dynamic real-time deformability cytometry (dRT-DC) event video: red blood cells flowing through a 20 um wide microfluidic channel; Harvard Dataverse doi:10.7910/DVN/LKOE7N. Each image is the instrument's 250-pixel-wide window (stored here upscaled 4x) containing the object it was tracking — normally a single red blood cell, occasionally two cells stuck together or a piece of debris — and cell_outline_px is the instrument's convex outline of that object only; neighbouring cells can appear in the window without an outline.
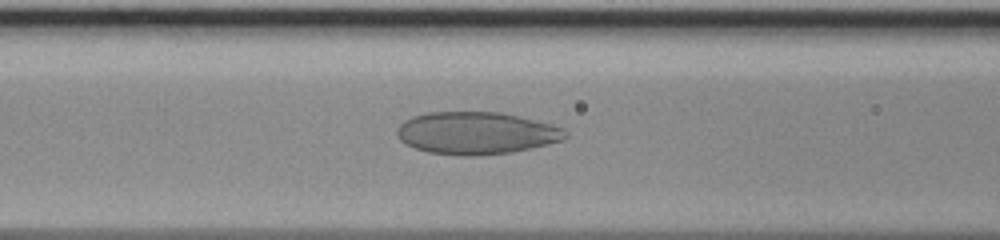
{"species": "human", "species_latin": "Homo sapiens", "temperature_condition": "room temperature", "stored_images_in_passage": 46, "camera_frame_rate_fps": 3000, "um_per_image_px": 0.085, "donor": {"sex": "male"}, "frame": {"image": 1, "passage_image": 19, "time_ms": 6.0, "image_size_px": [1000, 240], "cell_outline_px": [[568, 136], [564, 140], [532, 148], [512, 152], [480, 156], [464, 156], [428, 152], [404, 144], [400, 140], [396, 132], [396, 128], [404, 120], [412, 116], [428, 112], [500, 112], [564, 128], [568, 132]], "centroid_in_image_um": [40.46, 11.32], "position_along_channel_um": 126.1, "area_um2": 41.67}}
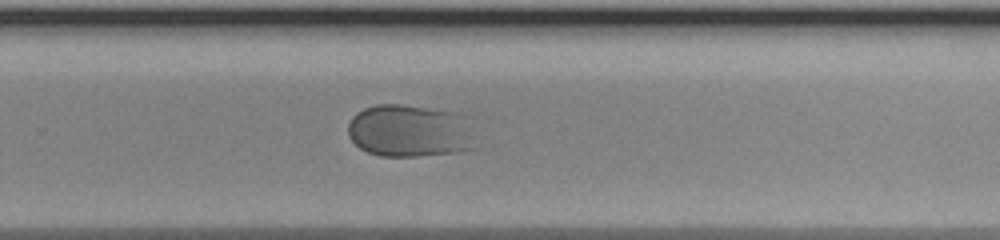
{"frame": {"image": 2, "passage_image": 31, "time_ms": 10.0, "image_size_px": [1000, 240], "cell_outline_px": [[480, 148], [460, 152], [416, 156], [380, 156], [368, 152], [360, 148], [348, 136], [348, 124], [352, 116], [356, 112], [364, 108], [376, 104], [400, 104], [460, 112], [464, 116]], "centroid_in_image_um": [34.87, 11.13], "position_along_channel_um": 294.9, "area_um2": 39.82}}
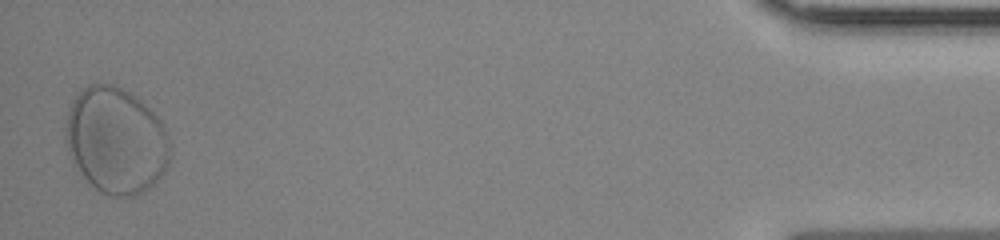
{"frame": {"image": 3, "passage_image": 46, "time_ms": 15.0, "image_size_px": [1000, 240], "cell_outline_px": [[168, 160], [160, 176], [144, 192], [136, 196], [108, 196], [100, 192], [72, 164], [68, 152], [64, 136], [64, 128], [68, 108], [76, 92], [80, 88], [88, 84], [116, 84], [136, 96], [164, 124], [168, 136]], "centroid_in_image_um": [9.79, 11.91], "position_along_channel_um": 425.4, "area_um2": 65.03}}